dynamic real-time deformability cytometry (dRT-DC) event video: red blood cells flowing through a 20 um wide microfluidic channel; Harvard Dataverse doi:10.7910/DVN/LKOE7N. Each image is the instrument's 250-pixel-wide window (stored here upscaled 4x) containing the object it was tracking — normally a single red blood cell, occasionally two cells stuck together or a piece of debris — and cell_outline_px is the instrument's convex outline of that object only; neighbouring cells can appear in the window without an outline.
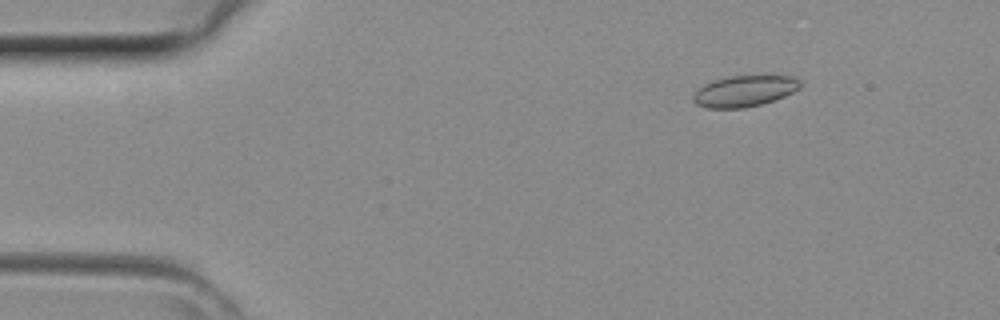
{"species": "common noctule bat (a hibernating species)", "species_latin": "Nyctalus noctula", "temperature_condition": "room temperature", "stored_images_in_passage": 9, "camera_frame_rate_fps": 3000, "um_per_image_px": 0.085, "animal": {"sex": "female", "body_mass_g": 29.2, "forearm_length_mm": 56.3}, "frame": {"image": 1, "passage_image": 6, "time_ms": 1.667, "image_size_px": [1000, 320], "cell_outline_px": [[800, 88], [776, 100], [744, 108], [708, 108], [696, 104], [692, 100], [692, 96], [704, 84], [728, 76], [772, 72], [796, 76], [800, 80]], "centroid_in_image_um": [63.38, 7.68], "position_along_channel_um": 21.6, "area_um2": 20.29}}